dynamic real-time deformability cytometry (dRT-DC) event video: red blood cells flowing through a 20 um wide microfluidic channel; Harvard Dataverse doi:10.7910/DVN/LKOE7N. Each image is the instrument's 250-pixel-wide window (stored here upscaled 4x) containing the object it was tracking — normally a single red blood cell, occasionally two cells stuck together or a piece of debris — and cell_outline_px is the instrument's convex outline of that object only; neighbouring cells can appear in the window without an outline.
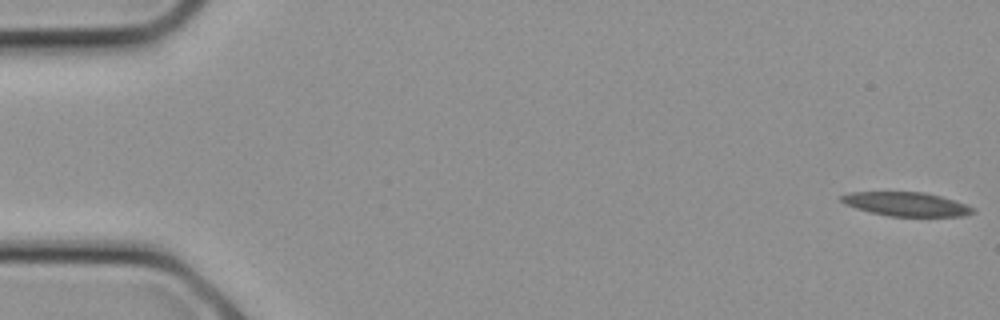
{"species": "common noctule bat (a hibernating species)", "species_latin": "Nyctalus noctula", "temperature_condition": "cold", "stored_images_in_passage": 7, "camera_frame_rate_fps": 3000, "um_per_image_px": 0.085, "animal": {"sex": "female", "body_mass_g": 21.9}, "frame": {"image": 1, "passage_image": 1, "time_ms": 0.0, "image_size_px": [1000, 320], "cell_outline_px": [[976, 212], [964, 216], [888, 216], [856, 208], [844, 204], [840, 200], [840, 196], [848, 192], [924, 192], [940, 196], [976, 208]], "centroid_in_image_um": [77.02, 17.35], "position_along_channel_um": 8.0, "area_um2": 18.26}}